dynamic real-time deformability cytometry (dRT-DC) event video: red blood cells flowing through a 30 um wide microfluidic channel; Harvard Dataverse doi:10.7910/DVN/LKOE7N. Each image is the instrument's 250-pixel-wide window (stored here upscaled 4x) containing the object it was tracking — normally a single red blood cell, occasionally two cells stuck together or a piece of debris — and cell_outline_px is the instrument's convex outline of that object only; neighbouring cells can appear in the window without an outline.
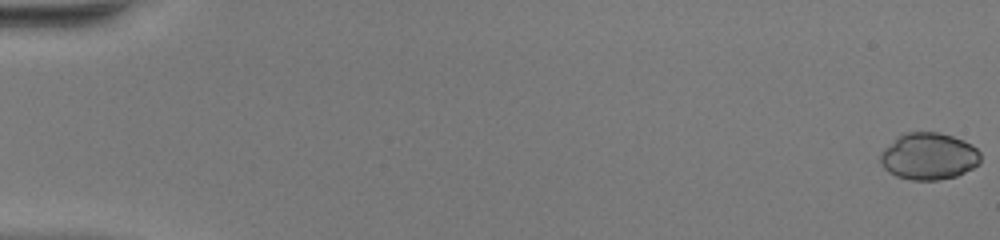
{"species": "common noctule bat (a hibernating species)", "species_latin": "Nyctalus noctula", "temperature_condition": "warm", "stored_images_in_passage": 51, "camera_frame_rate_fps": 3000, "um_per_image_px": 0.085, "animal": {"sex": "female", "body_mass_g": 20.0, "forearm_length_mm": 54.0}, "frame": {"image": 1, "passage_image": 1, "time_ms": 0.0, "image_size_px": [1000, 240], "cell_outline_px": [[980, 164], [956, 176], [936, 180], [912, 180], [896, 176], [888, 172], [880, 164], [880, 152], [884, 148], [904, 132], [940, 132], [964, 140], [972, 144], [980, 152]], "centroid_in_image_um": [78.94, 13.28], "position_along_channel_um": 6.1, "area_um2": 27.51}}
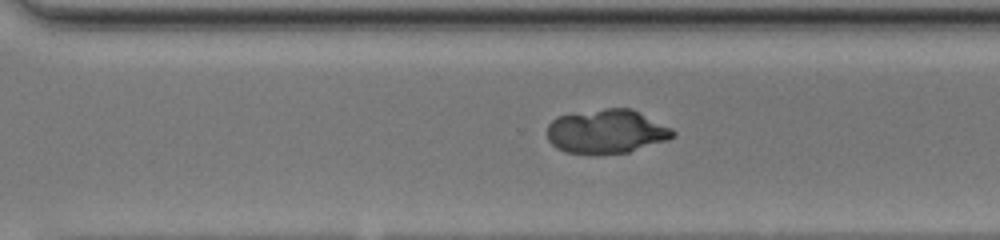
{"frame": {"image": 2, "passage_image": 37, "time_ms": 12.0, "image_size_px": [1000, 240], "cell_outline_px": [[676, 136], [668, 140], [628, 152], [564, 152], [556, 148], [548, 140], [548, 124], [556, 116], [604, 108], [632, 108], [672, 128], [676, 132]], "centroid_in_image_um": [51.58, 11.14], "position_along_channel_um": 319.0, "area_um2": 31.96}}
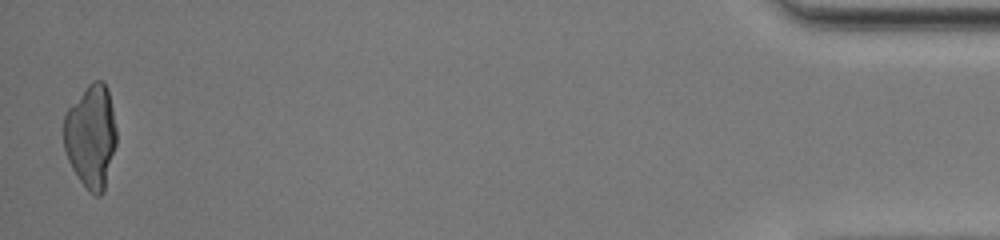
{"frame": {"image": 3, "passage_image": 51, "time_ms": 16.667, "image_size_px": [1000, 240], "cell_outline_px": [[116, 144], [104, 192], [100, 196], [96, 196], [88, 192], [72, 168], [68, 160], [64, 148], [64, 116], [68, 108], [88, 84], [92, 80], [104, 80], [108, 88], [116, 128]], "centroid_in_image_um": [7.74, 11.59], "position_along_channel_um": 427.5, "area_um2": 31.96}}